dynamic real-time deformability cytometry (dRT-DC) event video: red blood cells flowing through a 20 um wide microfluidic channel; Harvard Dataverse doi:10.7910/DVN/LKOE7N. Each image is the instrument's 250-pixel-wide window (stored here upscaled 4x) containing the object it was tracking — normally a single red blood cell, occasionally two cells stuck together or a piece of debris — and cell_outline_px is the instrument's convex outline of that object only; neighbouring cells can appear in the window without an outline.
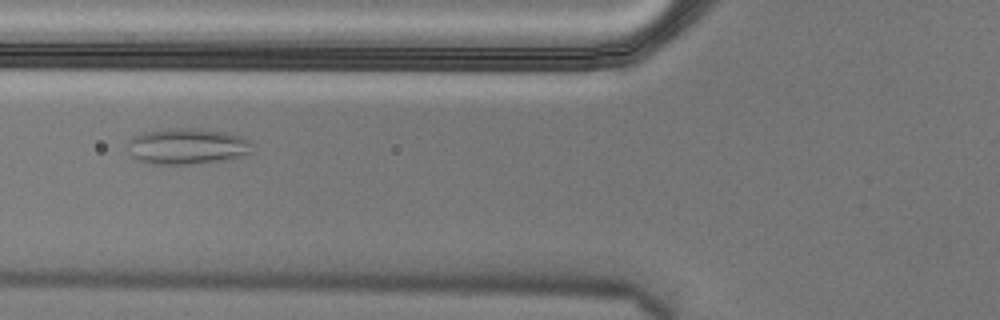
{"species": "Egyptian fruit bat (a non-hibernating species)", "species_latin": "Rousettus aegyptiacus", "temperature_condition": "cold", "stored_images_in_passage": 56, "camera_frame_rate_fps": 3000, "um_per_image_px": 0.085, "animal": {"sex": "male"}, "frame": {"image": 1, "passage_image": 22, "time_ms": 7.0, "image_size_px": [1000, 320], "cell_outline_px": [[252, 152], [244, 156], [228, 160], [196, 164], [148, 164], [132, 156], [128, 144], [128, 140], [132, 136], [140, 132], [168, 128], [200, 128], [228, 132], [244, 136], [248, 140]], "centroid_in_image_um": [15.93, 12.42], "position_along_channel_um": 109.9, "area_um2": 26.7}}
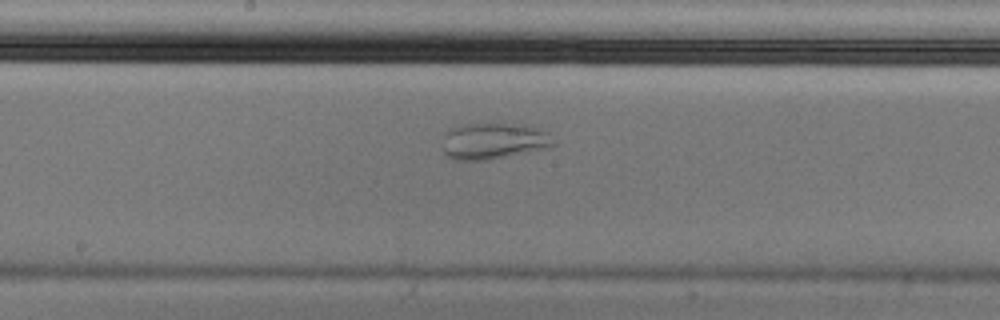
{"frame": {"image": 2, "passage_image": 30, "time_ms": 9.667, "image_size_px": [1000, 320], "cell_outline_px": [[556, 144], [548, 148], [488, 160], [456, 160], [448, 156], [444, 152], [444, 132], [448, 128], [464, 124], [524, 124], [540, 128], [548, 132]], "centroid_in_image_um": [41.98, 11.98], "position_along_channel_um": 206.2, "area_um2": 23.64}}
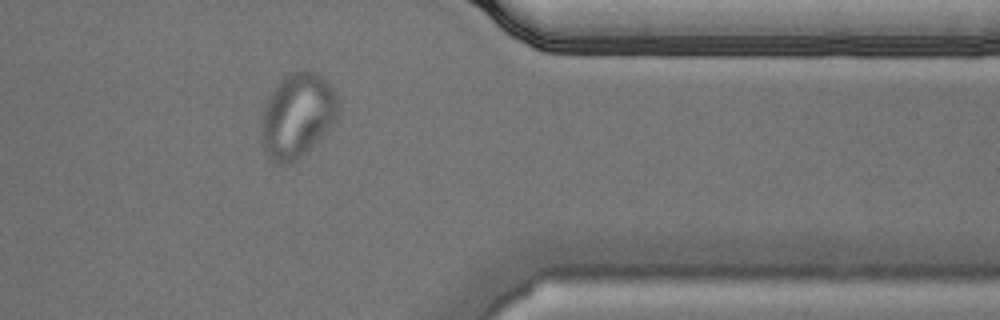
{"frame": {"image": 3, "passage_image": 46, "time_ms": 15.0, "image_size_px": [1000, 320], "cell_outline_px": [[340, 112], [332, 128], [300, 156], [288, 164], [276, 164], [264, 152], [260, 124], [264, 108], [272, 92], [280, 80], [284, 76], [292, 72], [316, 72], [324, 76], [332, 88], [336, 96], [340, 108]], "centroid_in_image_um": [25.3, 9.83], "position_along_channel_um": 386.1, "area_um2": 37.8}}